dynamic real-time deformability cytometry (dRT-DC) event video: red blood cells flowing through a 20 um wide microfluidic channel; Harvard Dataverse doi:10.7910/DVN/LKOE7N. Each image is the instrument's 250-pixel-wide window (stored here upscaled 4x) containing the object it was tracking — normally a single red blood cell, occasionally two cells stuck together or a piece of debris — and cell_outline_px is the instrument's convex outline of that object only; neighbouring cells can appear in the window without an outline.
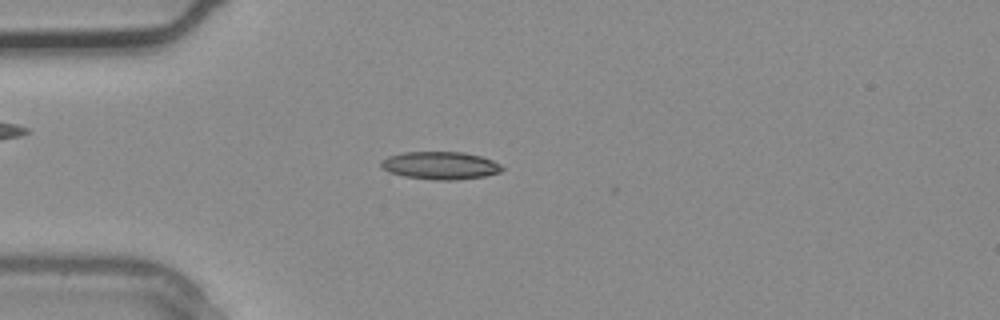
{"species": "common noctule bat (a hibernating species)", "species_latin": "Nyctalus noctula", "temperature_condition": "warm", "stored_images_in_passage": 2, "camera_frame_rate_fps": 3000, "um_per_image_px": 0.085, "animal": {"sex": "male", "body_mass_g": 20.4}, "frame": {"image": 1, "passage_image": 2, "time_ms": 0.333, "image_size_px": [1000, 320], "cell_outline_px": [[504, 168], [500, 172], [484, 176], [456, 180], [432, 180], [404, 176], [388, 172], [380, 168], [380, 160], [388, 156], [404, 152], [464, 152], [480, 156], [492, 160], [500, 164]], "centroid_in_image_um": [37.38, 14.07], "position_along_channel_um": 47.6, "area_um2": 19.71}}